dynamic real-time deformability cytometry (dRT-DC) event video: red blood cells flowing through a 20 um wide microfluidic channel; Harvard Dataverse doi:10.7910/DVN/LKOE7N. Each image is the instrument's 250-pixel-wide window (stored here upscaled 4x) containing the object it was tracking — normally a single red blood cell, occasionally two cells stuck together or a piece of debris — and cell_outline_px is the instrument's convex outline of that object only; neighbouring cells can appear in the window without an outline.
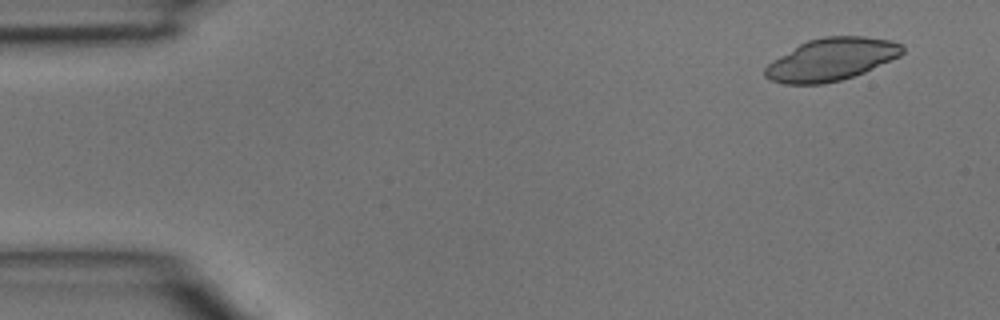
{"species": "common noctule bat (a hibernating species)", "species_latin": "Nyctalus noctula", "temperature_condition": "room temperature", "stored_images_in_passage": 44, "camera_frame_rate_fps": 3000, "um_per_image_px": 0.085, "animal": {"sex": "male", "body_mass_g": 15.6}, "frame": {"image": 1, "passage_image": 2, "time_ms": 0.333, "image_size_px": [1000, 320], "cell_outline_px": [[904, 52], [900, 56], [864, 72], [840, 80], [824, 84], [784, 84], [772, 80], [764, 76], [764, 68], [772, 60], [800, 44], [808, 40], [824, 36], [864, 36], [892, 40], [900, 44], [904, 48]], "centroid_in_image_um": [70.66, 5.05], "position_along_channel_um": 14.3, "area_um2": 33.87}}